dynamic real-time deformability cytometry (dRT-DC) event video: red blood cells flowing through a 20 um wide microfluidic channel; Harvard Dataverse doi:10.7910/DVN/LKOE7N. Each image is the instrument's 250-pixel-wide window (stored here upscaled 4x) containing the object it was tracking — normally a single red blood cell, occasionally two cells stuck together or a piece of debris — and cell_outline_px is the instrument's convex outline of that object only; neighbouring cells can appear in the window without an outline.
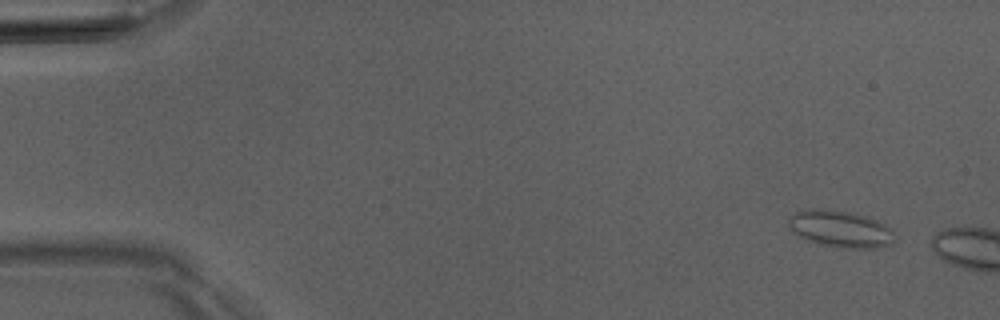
{"species": "Egyptian fruit bat (a non-hibernating species)", "species_latin": "Rousettus aegyptiacus", "temperature_condition": "room temperature", "stored_images_in_passage": 4, "camera_frame_rate_fps": 3000, "um_per_image_px": 0.085, "animal": {"sex": "male"}, "frame": {"image": 1, "passage_image": 2, "time_ms": 1.0, "image_size_px": [1000, 320], "cell_outline_px": [[896, 240], [892, 244], [876, 248], [844, 248], [820, 244], [808, 240], [800, 236], [788, 228], [788, 216], [796, 212], [812, 208], [816, 208], [848, 212], [872, 216], [892, 228], [896, 236]], "centroid_in_image_um": [71.49, 19.45], "position_along_channel_um": 13.5, "area_um2": 23.18}}